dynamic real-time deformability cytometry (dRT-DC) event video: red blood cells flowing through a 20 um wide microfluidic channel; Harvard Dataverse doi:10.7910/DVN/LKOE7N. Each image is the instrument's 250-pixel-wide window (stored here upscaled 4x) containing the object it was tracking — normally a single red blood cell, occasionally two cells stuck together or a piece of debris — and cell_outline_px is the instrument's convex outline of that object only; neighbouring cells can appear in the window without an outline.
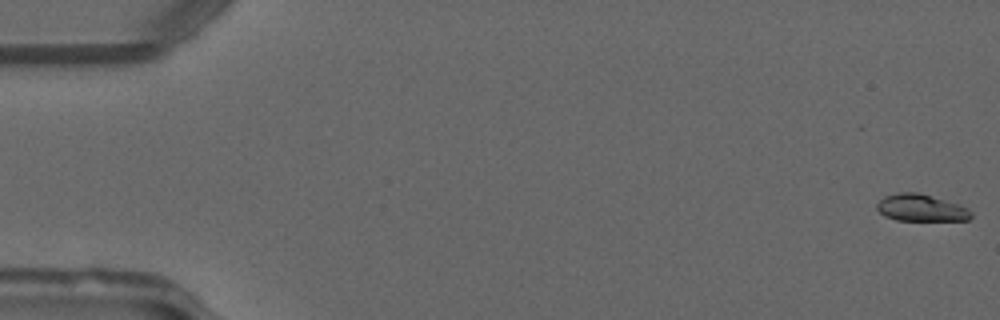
{"species": "common noctule bat (a hibernating species)", "species_latin": "Nyctalus noctula", "temperature_condition": "warm", "stored_images_in_passage": 50, "camera_frame_rate_fps": 3000, "um_per_image_px": 0.085, "animal": {"sex": "male", "forearm_length_mm": 52.5}, "frame": {"image": 1, "passage_image": 1, "time_ms": 0.0, "image_size_px": [1000, 320], "cell_outline_px": [[972, 216], [968, 220], [896, 220], [884, 216], [876, 208], [876, 204], [884, 196], [900, 192], [920, 192], [968, 208], [972, 212]], "centroid_in_image_um": [78.26, 17.66], "position_along_channel_um": 6.7, "area_um2": 14.74}}
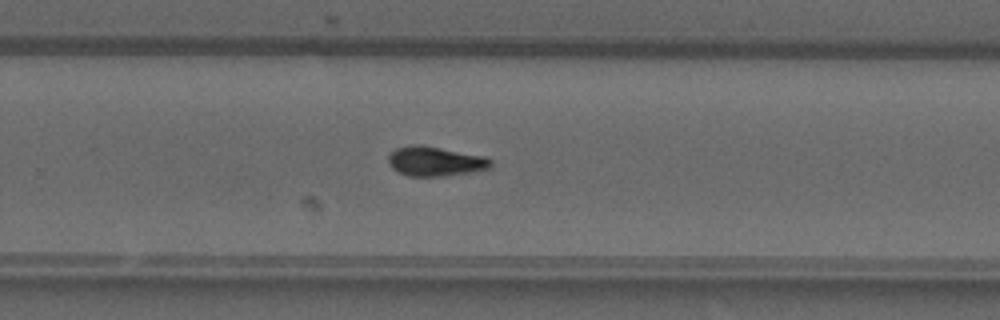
{"frame": {"image": 2, "passage_image": 33, "time_ms": 10.667, "image_size_px": [1000, 320], "cell_outline_px": [[492, 168], [476, 172], [440, 176], [408, 176], [392, 168], [388, 164], [388, 156], [396, 148], [412, 144], [416, 144], [484, 156], [492, 160]], "centroid_in_image_um": [37.02, 13.72], "position_along_channel_um": 292.8, "area_um2": 17.63}}
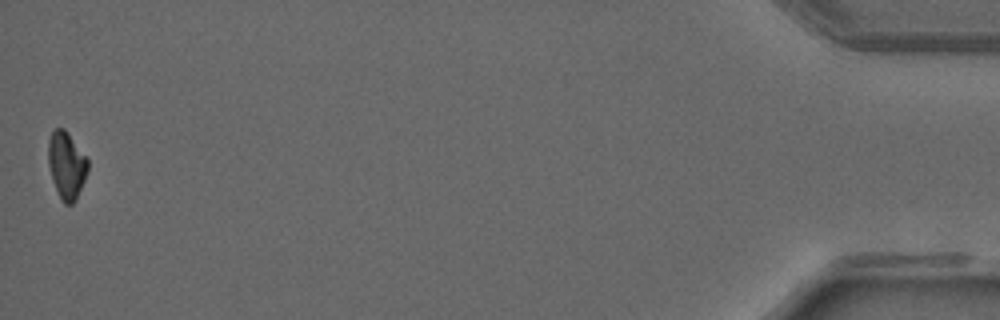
{"frame": {"image": 3, "passage_image": 50, "time_ms": 16.333, "image_size_px": [1000, 320], "cell_outline_px": [[88, 168], [84, 180], [76, 200], [72, 204], [64, 204], [60, 200], [52, 180], [48, 164], [48, 140], [52, 132], [56, 128], [64, 128], [68, 132], [88, 160]], "centroid_in_image_um": [5.63, 14.06], "position_along_channel_um": 429.6, "area_um2": 15.49}, "authors_computed_cell_mechanics": {"area_um2": 16.3574, "velocity_mm_per_s": 4.1362, "shape_relaxation_time_tau1_ms": 9.7061, "shape_relaxation_time_tau2_ms": 8.6404, "deformation_change_tau1": 0.249, "deformation_change_tau2": 0.1192}}